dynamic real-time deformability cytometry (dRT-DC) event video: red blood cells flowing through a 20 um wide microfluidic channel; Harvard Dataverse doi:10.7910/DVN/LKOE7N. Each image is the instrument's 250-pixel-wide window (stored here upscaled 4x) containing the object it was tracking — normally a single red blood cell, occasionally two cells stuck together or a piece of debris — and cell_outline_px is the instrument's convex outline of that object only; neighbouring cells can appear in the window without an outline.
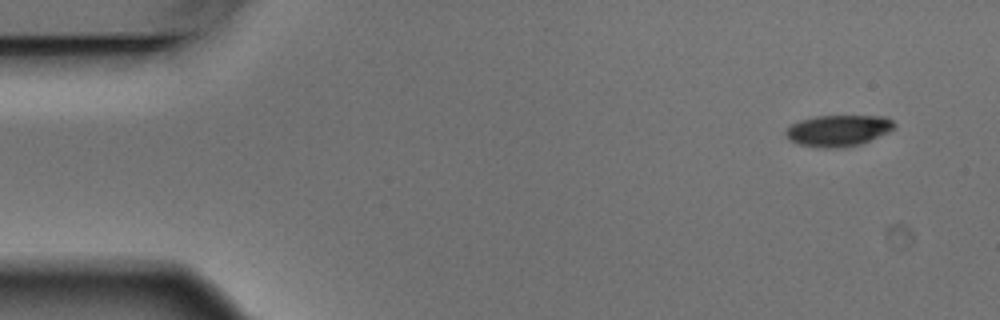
{"species": "Egyptian fruit bat (a non-hibernating species)", "species_latin": "Rousettus aegyptiacus", "temperature_condition": "warm", "stored_images_in_passage": 5, "camera_frame_rate_fps": 3000, "um_per_image_px": 0.085, "animal": {"sex": "male"}, "frame": {"image": 1, "passage_image": 1, "time_ms": 0.0, "image_size_px": [1000, 320], "cell_outline_px": [[896, 128], [888, 132], [860, 144], [840, 148], [824, 148], [800, 144], [792, 140], [784, 132], [792, 124], [800, 120], [816, 116], [888, 116], [896, 124]], "centroid_in_image_um": [71.3, 11.09], "position_along_channel_um": 13.7, "area_um2": 19.65}}
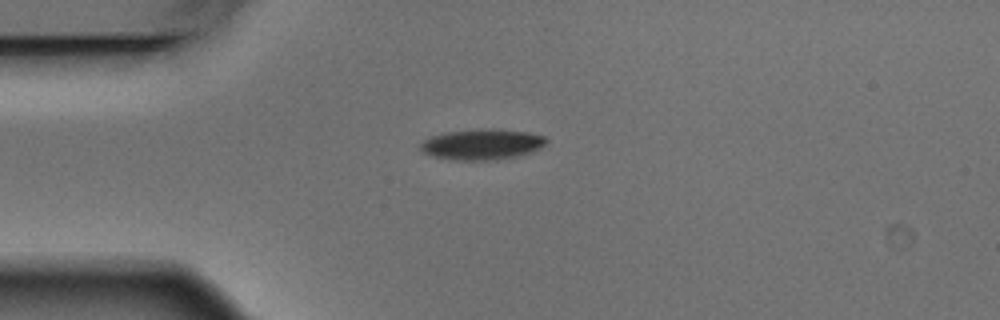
{"frame": {"image": 2, "passage_image": 4, "time_ms": 1.0, "image_size_px": [1000, 320], "cell_outline_px": [[548, 140], [540, 148], [516, 156], [488, 160], [452, 160], [436, 156], [424, 152], [420, 148], [420, 144], [428, 136], [444, 132], [480, 128], [492, 128], [528, 132], [544, 136]], "centroid_in_image_um": [40.94, 12.24], "position_along_channel_um": 44.1, "area_um2": 22.43}}